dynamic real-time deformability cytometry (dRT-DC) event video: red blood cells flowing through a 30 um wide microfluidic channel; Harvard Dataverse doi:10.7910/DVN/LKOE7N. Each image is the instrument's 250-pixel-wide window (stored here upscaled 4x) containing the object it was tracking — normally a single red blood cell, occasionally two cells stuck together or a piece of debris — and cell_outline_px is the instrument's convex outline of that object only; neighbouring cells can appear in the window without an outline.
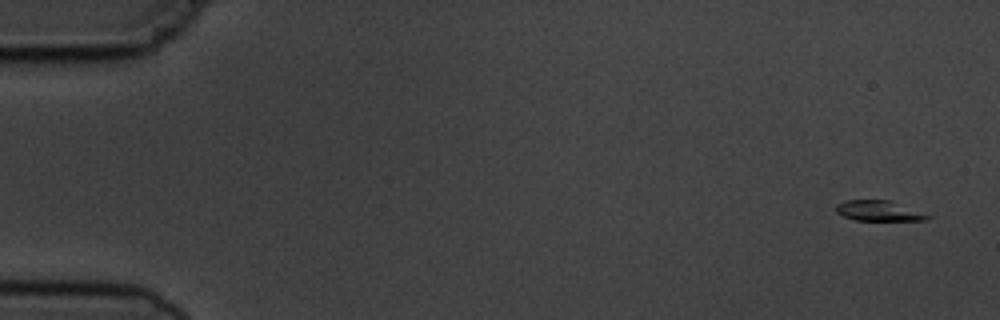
{"species": "common noctule bat (a hibernating species)", "species_latin": "Nyctalus noctula", "temperature_condition": "cold", "stored_images_in_passage": 5, "camera_frame_rate_fps": 3000, "um_per_image_px": 0.085, "animal": {"sex": "male", "body_mass_g": 19.5, "forearm_length_mm": 54.6}, "frame": {"image": 1, "passage_image": 1, "time_ms": 0.0, "image_size_px": [1000, 320], "cell_outline_px": [[932, 216], [924, 220], [856, 220], [844, 216], [836, 212], [836, 204], [844, 200], [892, 200]], "centroid_in_image_um": [74.68, 17.9], "position_along_channel_um": 10.3, "area_um2": 10.81}}
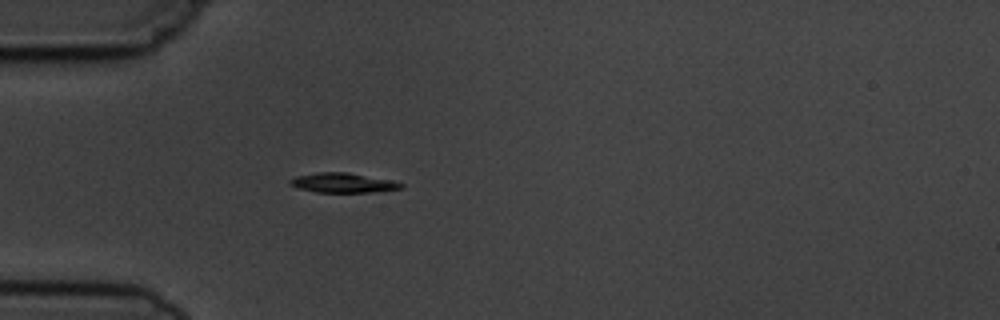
{"frame": {"image": 2, "passage_image": 5, "time_ms": 4.667, "image_size_px": [1000, 320], "cell_outline_px": [[404, 188], [372, 192], [316, 192], [300, 188], [288, 184], [288, 180], [296, 176], [316, 172], [348, 172], [392, 180], [404, 184]], "centroid_in_image_um": [29.15, 15.53], "position_along_channel_um": 55.8, "area_um2": 12.77}}